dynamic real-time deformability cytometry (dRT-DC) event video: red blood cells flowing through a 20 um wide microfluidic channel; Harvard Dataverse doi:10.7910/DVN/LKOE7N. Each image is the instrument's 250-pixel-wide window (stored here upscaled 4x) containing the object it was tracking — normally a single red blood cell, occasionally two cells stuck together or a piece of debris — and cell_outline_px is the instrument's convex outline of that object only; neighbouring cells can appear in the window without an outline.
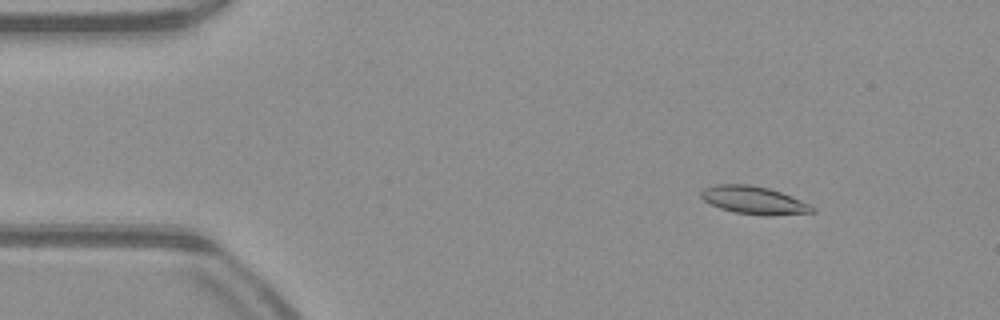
{"species": "common noctule bat (a hibernating species)", "species_latin": "Nyctalus noctula", "temperature_condition": "warm", "stored_images_in_passage": 49, "camera_frame_rate_fps": 3000, "um_per_image_px": 0.085, "animal": {"sex": "male", "body_mass_g": 23.1, "forearm_length_mm": 52.7}, "frame": {"image": 1, "passage_image": 5, "time_ms": 1.333, "image_size_px": [1000, 320], "cell_outline_px": [[816, 212], [768, 216], [764, 216], [736, 212], [720, 208], [704, 200], [700, 196], [700, 192], [704, 188], [716, 184], [748, 184], [768, 188], [792, 196], [812, 204], [816, 208]], "centroid_in_image_um": [64.13, 17.02], "position_along_channel_um": 20.9, "area_um2": 18.15}}
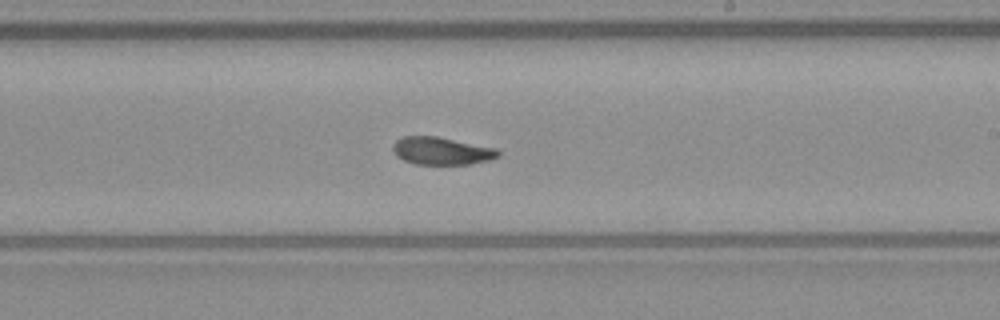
{"frame": {"image": 2, "passage_image": 28, "time_ms": 9.0, "image_size_px": [1000, 320], "cell_outline_px": [[500, 156], [488, 160], [468, 164], [416, 164], [404, 160], [396, 156], [392, 148], [392, 144], [400, 136], [436, 136], [496, 148], [500, 152]], "centroid_in_image_um": [37.5, 12.82], "position_along_channel_um": 251.5, "area_um2": 16.94}}
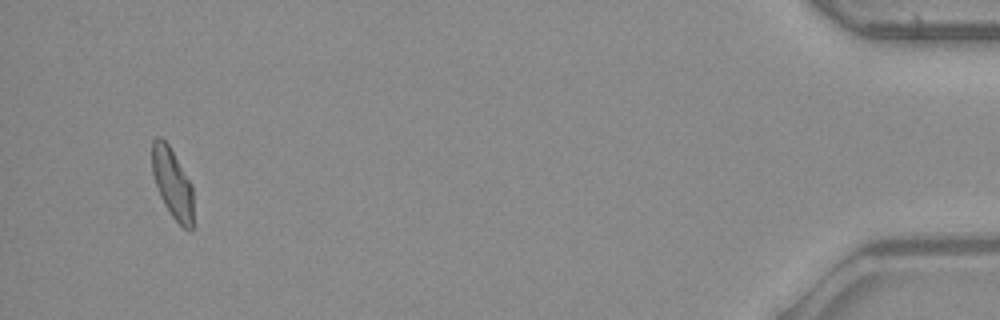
{"frame": {"image": 3, "passage_image": 47, "time_ms": 15.333, "image_size_px": [1000, 320], "cell_outline_px": [[192, 232], [188, 232], [172, 216], [164, 204], [160, 196], [152, 172], [152, 140], [156, 136], [160, 136], [168, 144], [192, 184]], "centroid_in_image_um": [14.65, 15.57], "position_along_channel_um": 420.6, "area_um2": 16.7}, "authors_computed_cell_mechanics": {"area_um2": 17.3978, "velocity_mm_per_s": 4.0539, "shape_relaxation_time_tau1_ms": null, "shape_relaxation_time_tau2_ms": 4.1193, "deformation_change_tau1": null, "deformation_change_tau2": 0.1081}}